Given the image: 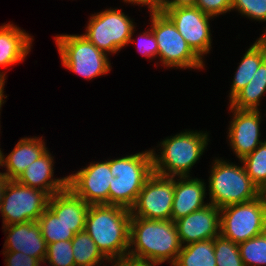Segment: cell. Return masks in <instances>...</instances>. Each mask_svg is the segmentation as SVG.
Segmentation results:
<instances>
[{"mask_svg":"<svg viewBox=\"0 0 266 266\" xmlns=\"http://www.w3.org/2000/svg\"><path fill=\"white\" fill-rule=\"evenodd\" d=\"M207 184L199 178L191 176L174 177V200L171 210V220L176 221L181 217L203 209L209 203L204 199L207 195Z\"/></svg>","mask_w":266,"mask_h":266,"instance_id":"obj_17","label":"cell"},{"mask_svg":"<svg viewBox=\"0 0 266 266\" xmlns=\"http://www.w3.org/2000/svg\"><path fill=\"white\" fill-rule=\"evenodd\" d=\"M3 254L5 266H41V263L44 264V259L38 261L36 258L19 251H3Z\"/></svg>","mask_w":266,"mask_h":266,"instance_id":"obj_34","label":"cell"},{"mask_svg":"<svg viewBox=\"0 0 266 266\" xmlns=\"http://www.w3.org/2000/svg\"><path fill=\"white\" fill-rule=\"evenodd\" d=\"M113 182L109 188V205L131 209L145 181L153 173L151 150L110 159Z\"/></svg>","mask_w":266,"mask_h":266,"instance_id":"obj_4","label":"cell"},{"mask_svg":"<svg viewBox=\"0 0 266 266\" xmlns=\"http://www.w3.org/2000/svg\"><path fill=\"white\" fill-rule=\"evenodd\" d=\"M174 200V177L152 173L145 181L135 204L130 209L131 217L171 220Z\"/></svg>","mask_w":266,"mask_h":266,"instance_id":"obj_11","label":"cell"},{"mask_svg":"<svg viewBox=\"0 0 266 266\" xmlns=\"http://www.w3.org/2000/svg\"><path fill=\"white\" fill-rule=\"evenodd\" d=\"M5 80H6V75L5 72H1L0 71V110L2 108V105L4 104V102H6L4 100V98H7L6 95H4V85H5ZM1 113V112H0ZM1 115V114H0Z\"/></svg>","mask_w":266,"mask_h":266,"instance_id":"obj_38","label":"cell"},{"mask_svg":"<svg viewBox=\"0 0 266 266\" xmlns=\"http://www.w3.org/2000/svg\"><path fill=\"white\" fill-rule=\"evenodd\" d=\"M214 254L217 266H245L238 244L221 235L214 238Z\"/></svg>","mask_w":266,"mask_h":266,"instance_id":"obj_29","label":"cell"},{"mask_svg":"<svg viewBox=\"0 0 266 266\" xmlns=\"http://www.w3.org/2000/svg\"><path fill=\"white\" fill-rule=\"evenodd\" d=\"M266 92V59L260 64L250 82L231 100L229 107L239 110H260V100Z\"/></svg>","mask_w":266,"mask_h":266,"instance_id":"obj_23","label":"cell"},{"mask_svg":"<svg viewBox=\"0 0 266 266\" xmlns=\"http://www.w3.org/2000/svg\"><path fill=\"white\" fill-rule=\"evenodd\" d=\"M232 114L228 130V140L233 152L239 160L253 152L262 142L259 110H239L229 107Z\"/></svg>","mask_w":266,"mask_h":266,"instance_id":"obj_14","label":"cell"},{"mask_svg":"<svg viewBox=\"0 0 266 266\" xmlns=\"http://www.w3.org/2000/svg\"><path fill=\"white\" fill-rule=\"evenodd\" d=\"M264 197L266 198V190L263 192Z\"/></svg>","mask_w":266,"mask_h":266,"instance_id":"obj_42","label":"cell"},{"mask_svg":"<svg viewBox=\"0 0 266 266\" xmlns=\"http://www.w3.org/2000/svg\"><path fill=\"white\" fill-rule=\"evenodd\" d=\"M175 25L193 52L203 61L211 50L210 20L198 7L166 8L163 12Z\"/></svg>","mask_w":266,"mask_h":266,"instance_id":"obj_12","label":"cell"},{"mask_svg":"<svg viewBox=\"0 0 266 266\" xmlns=\"http://www.w3.org/2000/svg\"><path fill=\"white\" fill-rule=\"evenodd\" d=\"M181 248L174 221L131 217L127 256L172 266Z\"/></svg>","mask_w":266,"mask_h":266,"instance_id":"obj_1","label":"cell"},{"mask_svg":"<svg viewBox=\"0 0 266 266\" xmlns=\"http://www.w3.org/2000/svg\"><path fill=\"white\" fill-rule=\"evenodd\" d=\"M124 3H132L133 5L147 6L150 13L164 12L167 7L168 0H122Z\"/></svg>","mask_w":266,"mask_h":266,"instance_id":"obj_35","label":"cell"},{"mask_svg":"<svg viewBox=\"0 0 266 266\" xmlns=\"http://www.w3.org/2000/svg\"><path fill=\"white\" fill-rule=\"evenodd\" d=\"M151 29L158 44L162 66L180 69H204L205 64L189 47L174 23L163 13H150Z\"/></svg>","mask_w":266,"mask_h":266,"instance_id":"obj_8","label":"cell"},{"mask_svg":"<svg viewBox=\"0 0 266 266\" xmlns=\"http://www.w3.org/2000/svg\"><path fill=\"white\" fill-rule=\"evenodd\" d=\"M72 253L71 240L48 244L44 263H49V266H76Z\"/></svg>","mask_w":266,"mask_h":266,"instance_id":"obj_30","label":"cell"},{"mask_svg":"<svg viewBox=\"0 0 266 266\" xmlns=\"http://www.w3.org/2000/svg\"><path fill=\"white\" fill-rule=\"evenodd\" d=\"M206 131L185 130L160 142L158 155L151 150L153 172L167 177L190 176V170L203 155L209 141ZM161 153V154H159Z\"/></svg>","mask_w":266,"mask_h":266,"instance_id":"obj_3","label":"cell"},{"mask_svg":"<svg viewBox=\"0 0 266 266\" xmlns=\"http://www.w3.org/2000/svg\"><path fill=\"white\" fill-rule=\"evenodd\" d=\"M259 39L264 43L266 47V32H264V34H262V36H260Z\"/></svg>","mask_w":266,"mask_h":266,"instance_id":"obj_40","label":"cell"},{"mask_svg":"<svg viewBox=\"0 0 266 266\" xmlns=\"http://www.w3.org/2000/svg\"><path fill=\"white\" fill-rule=\"evenodd\" d=\"M8 181L9 180L7 179V177L2 172H0V208L2 204L3 193Z\"/></svg>","mask_w":266,"mask_h":266,"instance_id":"obj_39","label":"cell"},{"mask_svg":"<svg viewBox=\"0 0 266 266\" xmlns=\"http://www.w3.org/2000/svg\"><path fill=\"white\" fill-rule=\"evenodd\" d=\"M266 59V47L258 38L243 54L239 66L232 79L230 100L252 79L260 64Z\"/></svg>","mask_w":266,"mask_h":266,"instance_id":"obj_22","label":"cell"},{"mask_svg":"<svg viewBox=\"0 0 266 266\" xmlns=\"http://www.w3.org/2000/svg\"><path fill=\"white\" fill-rule=\"evenodd\" d=\"M82 34L99 50L117 53L129 44L136 25L121 9H106L92 14Z\"/></svg>","mask_w":266,"mask_h":266,"instance_id":"obj_9","label":"cell"},{"mask_svg":"<svg viewBox=\"0 0 266 266\" xmlns=\"http://www.w3.org/2000/svg\"><path fill=\"white\" fill-rule=\"evenodd\" d=\"M42 137L21 138L8 155H2L0 167L8 180H17L24 170L43 155L48 148Z\"/></svg>","mask_w":266,"mask_h":266,"instance_id":"obj_20","label":"cell"},{"mask_svg":"<svg viewBox=\"0 0 266 266\" xmlns=\"http://www.w3.org/2000/svg\"><path fill=\"white\" fill-rule=\"evenodd\" d=\"M231 10H237L251 20L266 21V0H232Z\"/></svg>","mask_w":266,"mask_h":266,"instance_id":"obj_31","label":"cell"},{"mask_svg":"<svg viewBox=\"0 0 266 266\" xmlns=\"http://www.w3.org/2000/svg\"><path fill=\"white\" fill-rule=\"evenodd\" d=\"M50 196L40 190L28 187L17 180H9L3 193L0 208L3 226L35 221L48 208Z\"/></svg>","mask_w":266,"mask_h":266,"instance_id":"obj_10","label":"cell"},{"mask_svg":"<svg viewBox=\"0 0 266 266\" xmlns=\"http://www.w3.org/2000/svg\"><path fill=\"white\" fill-rule=\"evenodd\" d=\"M131 212L117 205H90L84 230L111 262L128 255Z\"/></svg>","mask_w":266,"mask_h":266,"instance_id":"obj_2","label":"cell"},{"mask_svg":"<svg viewBox=\"0 0 266 266\" xmlns=\"http://www.w3.org/2000/svg\"><path fill=\"white\" fill-rule=\"evenodd\" d=\"M54 39L62 65L84 79L92 80L111 71L108 54L83 35L59 34Z\"/></svg>","mask_w":266,"mask_h":266,"instance_id":"obj_6","label":"cell"},{"mask_svg":"<svg viewBox=\"0 0 266 266\" xmlns=\"http://www.w3.org/2000/svg\"><path fill=\"white\" fill-rule=\"evenodd\" d=\"M214 239L197 241L182 246L172 266H217Z\"/></svg>","mask_w":266,"mask_h":266,"instance_id":"obj_24","label":"cell"},{"mask_svg":"<svg viewBox=\"0 0 266 266\" xmlns=\"http://www.w3.org/2000/svg\"><path fill=\"white\" fill-rule=\"evenodd\" d=\"M266 231V198L231 204L220 209V235L237 244Z\"/></svg>","mask_w":266,"mask_h":266,"instance_id":"obj_7","label":"cell"},{"mask_svg":"<svg viewBox=\"0 0 266 266\" xmlns=\"http://www.w3.org/2000/svg\"><path fill=\"white\" fill-rule=\"evenodd\" d=\"M182 246L220 235V208L208 204L175 221ZM184 244V245H183Z\"/></svg>","mask_w":266,"mask_h":266,"instance_id":"obj_15","label":"cell"},{"mask_svg":"<svg viewBox=\"0 0 266 266\" xmlns=\"http://www.w3.org/2000/svg\"><path fill=\"white\" fill-rule=\"evenodd\" d=\"M54 156L47 150L30 164L17 181L31 188L40 189L50 197L68 187V175L62 178L54 176Z\"/></svg>","mask_w":266,"mask_h":266,"instance_id":"obj_18","label":"cell"},{"mask_svg":"<svg viewBox=\"0 0 266 266\" xmlns=\"http://www.w3.org/2000/svg\"><path fill=\"white\" fill-rule=\"evenodd\" d=\"M245 266H266V231L238 244Z\"/></svg>","mask_w":266,"mask_h":266,"instance_id":"obj_28","label":"cell"},{"mask_svg":"<svg viewBox=\"0 0 266 266\" xmlns=\"http://www.w3.org/2000/svg\"><path fill=\"white\" fill-rule=\"evenodd\" d=\"M232 0H197L198 7L204 14L217 17L231 11Z\"/></svg>","mask_w":266,"mask_h":266,"instance_id":"obj_33","label":"cell"},{"mask_svg":"<svg viewBox=\"0 0 266 266\" xmlns=\"http://www.w3.org/2000/svg\"><path fill=\"white\" fill-rule=\"evenodd\" d=\"M135 28L132 31L131 38L129 43H135L138 52L142 54V56H145L150 59H156L158 58V44L156 37L152 31L151 28L147 29V31L144 30L142 34H139L138 40L133 39Z\"/></svg>","mask_w":266,"mask_h":266,"instance_id":"obj_32","label":"cell"},{"mask_svg":"<svg viewBox=\"0 0 266 266\" xmlns=\"http://www.w3.org/2000/svg\"><path fill=\"white\" fill-rule=\"evenodd\" d=\"M213 161L208 179L209 204L221 209L255 200L263 194L247 175L242 162L239 166L221 158Z\"/></svg>","mask_w":266,"mask_h":266,"instance_id":"obj_5","label":"cell"},{"mask_svg":"<svg viewBox=\"0 0 266 266\" xmlns=\"http://www.w3.org/2000/svg\"><path fill=\"white\" fill-rule=\"evenodd\" d=\"M240 162L247 175L263 193L266 190V140Z\"/></svg>","mask_w":266,"mask_h":266,"instance_id":"obj_27","label":"cell"},{"mask_svg":"<svg viewBox=\"0 0 266 266\" xmlns=\"http://www.w3.org/2000/svg\"><path fill=\"white\" fill-rule=\"evenodd\" d=\"M197 0H168L166 8L193 7Z\"/></svg>","mask_w":266,"mask_h":266,"instance_id":"obj_37","label":"cell"},{"mask_svg":"<svg viewBox=\"0 0 266 266\" xmlns=\"http://www.w3.org/2000/svg\"><path fill=\"white\" fill-rule=\"evenodd\" d=\"M110 263L112 264L111 266H156V265H159L151 261L139 260V259H135L129 256H126L125 258H121L118 260H113Z\"/></svg>","mask_w":266,"mask_h":266,"instance_id":"obj_36","label":"cell"},{"mask_svg":"<svg viewBox=\"0 0 266 266\" xmlns=\"http://www.w3.org/2000/svg\"><path fill=\"white\" fill-rule=\"evenodd\" d=\"M2 228L5 234H8L3 251L23 252L38 261L46 258L48 244L45 242L37 222L28 221Z\"/></svg>","mask_w":266,"mask_h":266,"instance_id":"obj_16","label":"cell"},{"mask_svg":"<svg viewBox=\"0 0 266 266\" xmlns=\"http://www.w3.org/2000/svg\"><path fill=\"white\" fill-rule=\"evenodd\" d=\"M37 223L47 244L72 240L75 236L71 227L62 222L49 208L39 217Z\"/></svg>","mask_w":266,"mask_h":266,"instance_id":"obj_26","label":"cell"},{"mask_svg":"<svg viewBox=\"0 0 266 266\" xmlns=\"http://www.w3.org/2000/svg\"><path fill=\"white\" fill-rule=\"evenodd\" d=\"M90 205L77 196L69 187L53 194L48 201V208L71 230L77 234L84 231L86 215Z\"/></svg>","mask_w":266,"mask_h":266,"instance_id":"obj_19","label":"cell"},{"mask_svg":"<svg viewBox=\"0 0 266 266\" xmlns=\"http://www.w3.org/2000/svg\"><path fill=\"white\" fill-rule=\"evenodd\" d=\"M2 155H3V152L1 151V148H0V162H1V159H2Z\"/></svg>","mask_w":266,"mask_h":266,"instance_id":"obj_41","label":"cell"},{"mask_svg":"<svg viewBox=\"0 0 266 266\" xmlns=\"http://www.w3.org/2000/svg\"><path fill=\"white\" fill-rule=\"evenodd\" d=\"M34 39L11 23L0 26V66L6 68L21 61L31 50Z\"/></svg>","mask_w":266,"mask_h":266,"instance_id":"obj_21","label":"cell"},{"mask_svg":"<svg viewBox=\"0 0 266 266\" xmlns=\"http://www.w3.org/2000/svg\"><path fill=\"white\" fill-rule=\"evenodd\" d=\"M71 242L76 266H100L106 261L110 263L85 230L75 234Z\"/></svg>","mask_w":266,"mask_h":266,"instance_id":"obj_25","label":"cell"},{"mask_svg":"<svg viewBox=\"0 0 266 266\" xmlns=\"http://www.w3.org/2000/svg\"><path fill=\"white\" fill-rule=\"evenodd\" d=\"M113 178L109 159L90 162V165L68 176V187L88 205L109 204Z\"/></svg>","mask_w":266,"mask_h":266,"instance_id":"obj_13","label":"cell"}]
</instances>
